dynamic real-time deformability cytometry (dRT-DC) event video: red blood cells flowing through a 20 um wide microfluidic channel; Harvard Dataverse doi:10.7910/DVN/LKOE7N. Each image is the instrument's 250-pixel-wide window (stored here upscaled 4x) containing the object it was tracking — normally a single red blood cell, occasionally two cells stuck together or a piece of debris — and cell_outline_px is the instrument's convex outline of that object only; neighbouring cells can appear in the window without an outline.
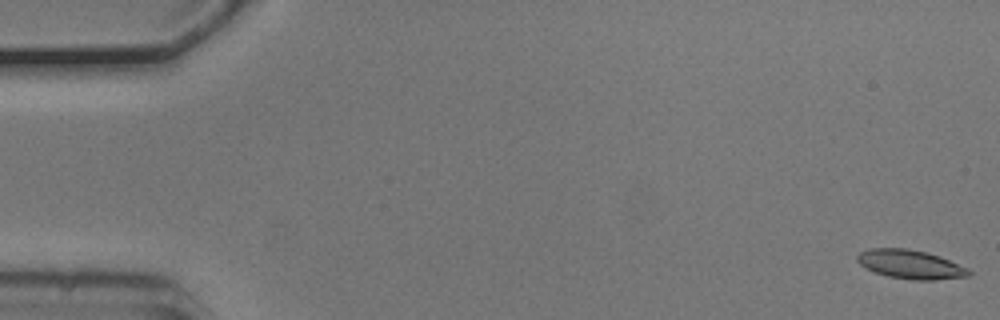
{"species": "common noctule bat (a hibernating species)", "species_latin": "Nyctalus noctula", "temperature_condition": "cold", "stored_images_in_passage": 54, "camera_frame_rate_fps": 3000, "um_per_image_px": 0.085, "animal": {"sex": "male", "body_mass_g": 20.5, "forearm_length_mm": 52.5}, "frame": {"image": 1, "passage_image": 1, "time_ms": 0.0, "image_size_px": [1000, 320], "cell_outline_px": [[972, 272], [968, 276], [932, 280], [912, 280], [888, 276], [876, 272], [860, 264], [856, 260], [856, 256], [860, 252], [868, 248], [908, 248], [928, 252], [968, 268]], "centroid_in_image_um": [77.37, 22.46], "position_along_channel_um": 7.6, "area_um2": 18.67}}
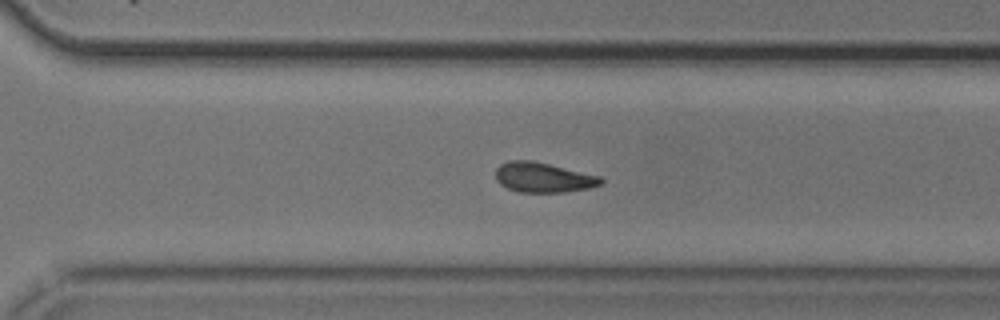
{"frame": {"image": 2, "passage_image": 38, "time_ms": 12.333, "image_size_px": [1000, 320], "cell_outline_px": [[604, 180], [600, 184], [588, 188], [564, 192], [520, 192], [508, 188], [500, 184], [496, 180], [496, 168], [500, 164], [508, 160], [532, 160], [600, 176]], "centroid_in_image_um": [46.14, 15.07], "position_along_channel_um": 324.5, "area_um2": 18.26}}
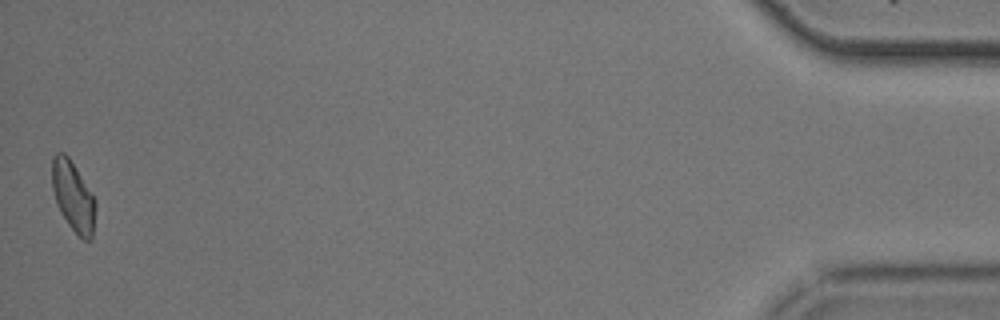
{"frame": {"image": 3, "passage_image": 54, "time_ms": 17.667, "image_size_px": [1000, 320], "cell_outline_px": [[96, 208], [92, 240], [84, 240], [68, 224], [60, 212], [56, 204], [52, 188], [52, 156], [56, 152], [64, 152], [68, 156], [76, 168], [96, 200]], "centroid_in_image_um": [6.21, 16.68], "position_along_channel_um": 429.0, "area_um2": 17.8}, "authors_computed_cell_mechanics": {"area_um2": 18.4382, "velocity_mm_per_s": 3.7177, "shape_relaxation_time_tau1_ms": 3.1849, "shape_relaxation_time_tau2_ms": 8.273, "deformation_change_tau1": 0.1062, "deformation_change_tau2": 0.1448}}